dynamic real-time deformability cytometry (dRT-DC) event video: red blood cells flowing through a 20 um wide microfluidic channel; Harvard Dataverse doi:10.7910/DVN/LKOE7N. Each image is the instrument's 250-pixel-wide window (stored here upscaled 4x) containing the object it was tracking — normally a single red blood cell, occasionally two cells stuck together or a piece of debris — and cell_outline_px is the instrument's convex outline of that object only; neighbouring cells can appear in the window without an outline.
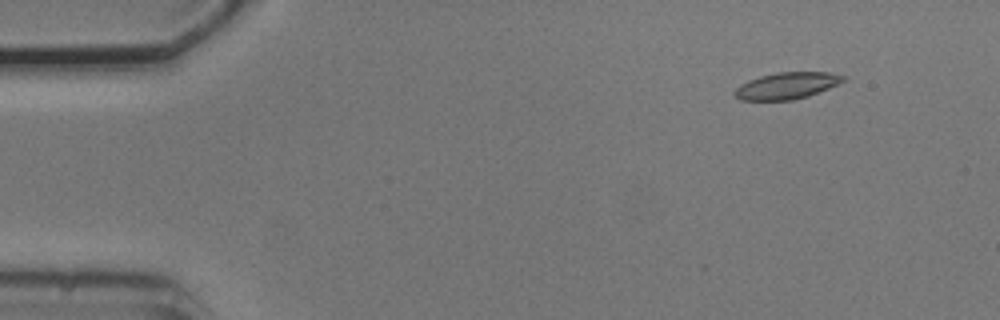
{"species": "common noctule bat (a hibernating species)", "species_latin": "Nyctalus noctula", "temperature_condition": "cold", "stored_images_in_passage": 54, "camera_frame_rate_fps": 3000, "um_per_image_px": 0.085, "animal": {"sex": "male", "body_mass_g": 20.5, "forearm_length_mm": 52.5}, "frame": {"image": 1, "passage_image": 6, "time_ms": 1.667, "image_size_px": [1000, 320], "cell_outline_px": [[848, 80], [808, 96], [792, 100], [740, 100], [732, 92], [740, 84], [748, 80], [760, 76], [776, 72], [828, 72], [848, 76]], "centroid_in_image_um": [66.9, 7.27], "position_along_channel_um": 18.1, "area_um2": 16.99}}
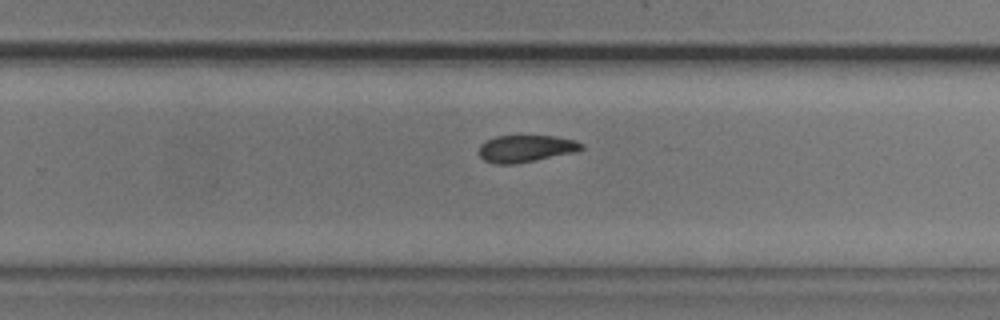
{"frame": {"image": 2, "passage_image": 35, "time_ms": 11.333, "image_size_px": [1000, 320], "cell_outline_px": [[584, 148], [576, 152], [516, 164], [496, 164], [484, 160], [480, 156], [480, 144], [484, 140], [496, 136], [556, 136], [576, 140], [584, 144]], "centroid_in_image_um": [44.72, 12.62], "position_along_channel_um": 285.1, "area_um2": 16.3}}
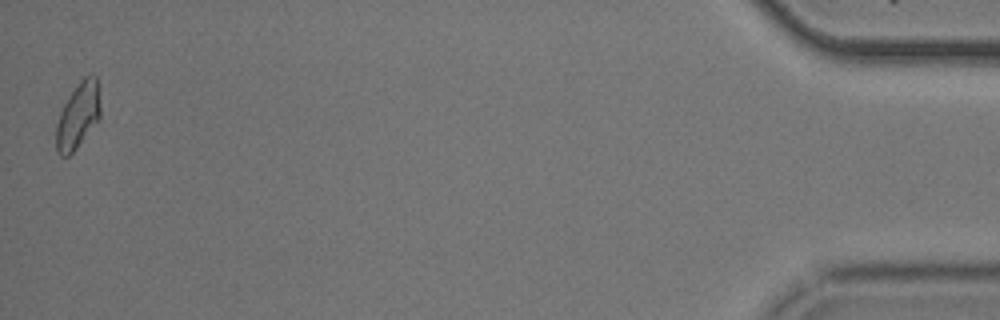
{"frame": {"image": 3, "passage_image": 54, "time_ms": 17.667, "image_size_px": [1000, 320], "cell_outline_px": [[100, 116], [76, 148], [68, 156], [60, 156], [56, 152], [56, 124], [60, 112], [64, 104], [80, 80], [84, 76], [92, 72], [96, 76], [100, 88]], "centroid_in_image_um": [6.64, 9.77], "position_along_channel_um": 428.6, "area_um2": 16.94}, "authors_computed_cell_mechanics": {"area_um2": 16.9932, "velocity_mm_per_s": 3.7348, "shape_relaxation_time_tau1_ms": 8.3314, "shape_relaxation_time_tau2_ms": null, "deformation_change_tau1": 0.1674, "deformation_change_tau2": null}}